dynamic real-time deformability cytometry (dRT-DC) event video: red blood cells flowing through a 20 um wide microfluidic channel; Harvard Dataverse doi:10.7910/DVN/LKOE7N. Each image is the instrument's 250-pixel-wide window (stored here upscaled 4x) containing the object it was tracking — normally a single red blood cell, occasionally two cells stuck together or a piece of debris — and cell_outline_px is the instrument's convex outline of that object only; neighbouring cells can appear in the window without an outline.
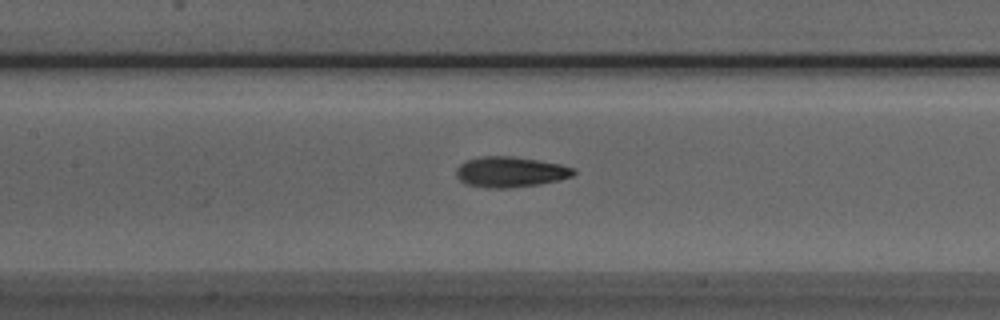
{"species": "Egyptian fruit bat (a non-hibernating species)", "species_latin": "Rousettus aegyptiacus", "temperature_condition": "room temperature", "stored_images_in_passage": 46, "camera_frame_rate_fps": 3000, "um_per_image_px": 0.085, "animal": {"sex": "male"}, "frame": {"image": 1, "passage_image": 17, "time_ms": 5.333, "image_size_px": [1000, 320], "cell_outline_px": [[576, 172], [572, 176], [560, 180], [540, 184], [508, 188], [484, 188], [468, 184], [460, 180], [456, 176], [456, 168], [460, 164], [468, 160], [484, 156], [512, 156], [560, 164], [576, 168]], "centroid_in_image_um": [43.4, 14.62], "position_along_channel_um": 164.0, "area_um2": 20.87}}
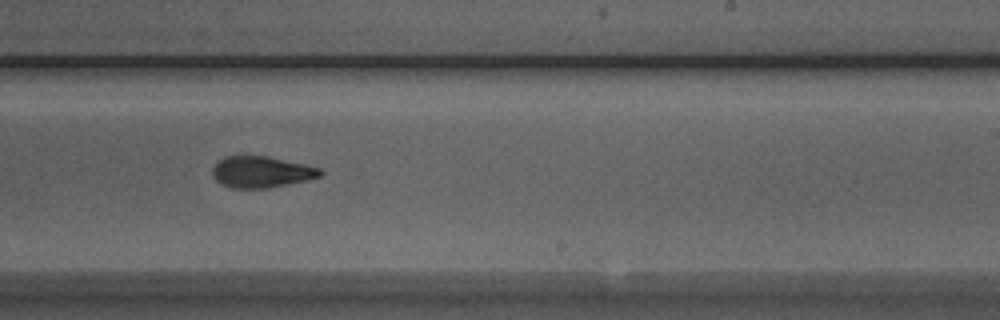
{"frame": {"image": 2, "passage_image": 25, "time_ms": 8.0, "image_size_px": [1000, 320], "cell_outline_px": [[324, 172], [320, 176], [308, 180], [268, 188], [232, 188], [220, 184], [212, 176], [212, 168], [216, 160], [224, 156], [268, 156], [304, 164], [320, 168]], "centroid_in_image_um": [22.18, 14.61], "position_along_channel_um": 266.8, "area_um2": 19.88}}
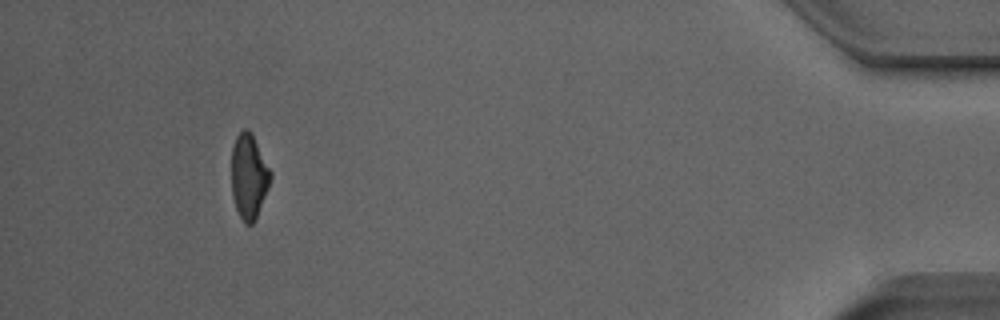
{"frame": {"image": 3, "passage_image": 42, "time_ms": 13.667, "image_size_px": [1000, 320], "cell_outline_px": [[272, 176], [268, 188], [256, 220], [252, 224], [244, 224], [236, 208], [232, 196], [232, 148], [236, 136], [244, 128], [248, 128], [252, 132], [272, 172]], "centroid_in_image_um": [21.17, 14.98], "position_along_channel_um": 414.0, "area_um2": 19.48}, "authors_computed_cell_mechanics": {"area_um2": 20.0277, "velocity_mm_per_s": 3.872, "shape_relaxation_time_tau1_ms": 4.249, "shape_relaxation_time_tau2_ms": 2.522, "deformation_change_tau1": 0.1386, "deformation_change_tau2": 0.0965}}